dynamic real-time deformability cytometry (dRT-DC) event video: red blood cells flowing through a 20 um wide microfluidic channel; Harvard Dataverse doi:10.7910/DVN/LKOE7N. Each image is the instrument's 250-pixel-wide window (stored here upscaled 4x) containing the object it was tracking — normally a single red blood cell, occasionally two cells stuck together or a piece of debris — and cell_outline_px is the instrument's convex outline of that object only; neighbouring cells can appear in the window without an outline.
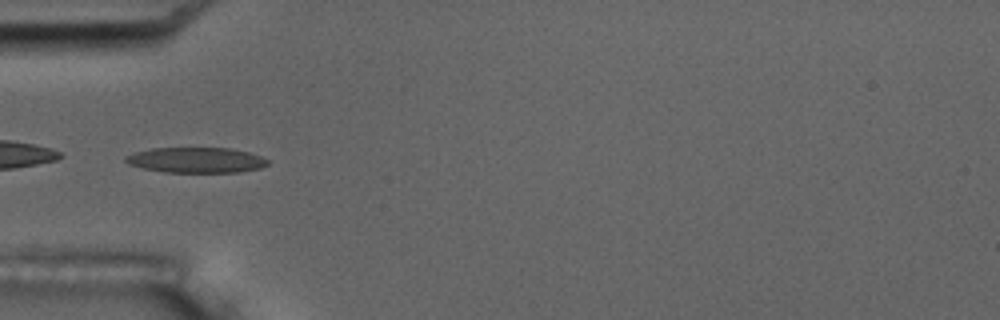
{"species": "common noctule bat (a hibernating species)", "species_latin": "Nyctalus noctula", "temperature_condition": "room temperature", "stored_images_in_passage": 5, "camera_frame_rate_fps": 3000, "um_per_image_px": 0.085, "animal": {"sex": "male", "body_mass_g": 17.5, "forearm_length_mm": 52.3}, "frame": {"image": 1, "passage_image": 4, "time_ms": 4.333, "image_size_px": [1000, 320], "cell_outline_px": [[268, 164], [260, 168], [240, 172], [164, 172], [144, 168], [128, 164], [124, 160], [124, 156], [136, 152], [152, 148], [232, 148], [248, 152], [260, 156], [268, 160]], "centroid_in_image_um": [16.67, 13.6], "position_along_channel_um": 68.3, "area_um2": 20.98}}